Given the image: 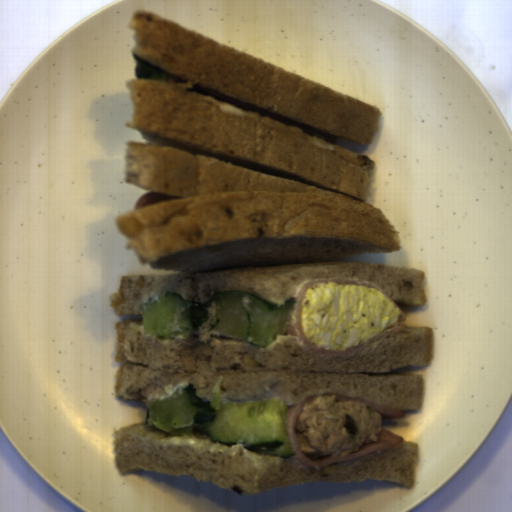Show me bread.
<instances>
[{
    "label": "bread",
    "mask_w": 512,
    "mask_h": 512,
    "mask_svg": "<svg viewBox=\"0 0 512 512\" xmlns=\"http://www.w3.org/2000/svg\"><path fill=\"white\" fill-rule=\"evenodd\" d=\"M128 28L131 52L185 85L125 79L124 125L146 141H126L124 180L181 198L113 219L137 263L188 274L121 275L116 316L141 315L163 291L200 304L241 291L279 307L318 278L367 280L396 304H427L425 270L340 261L403 242L367 202L374 159L316 133L372 144L382 109L140 9Z\"/></svg>",
    "instance_id": "obj_1"
},
{
    "label": "bread",
    "mask_w": 512,
    "mask_h": 512,
    "mask_svg": "<svg viewBox=\"0 0 512 512\" xmlns=\"http://www.w3.org/2000/svg\"><path fill=\"white\" fill-rule=\"evenodd\" d=\"M113 465L126 476L147 470L173 476L188 475L240 494L266 492L309 482L391 483L413 490L420 443L404 440L391 450H377L321 468H310L294 455L281 457L213 442L205 431L171 436L157 427L135 423L113 427Z\"/></svg>",
    "instance_id": "obj_3"
},
{
    "label": "bread",
    "mask_w": 512,
    "mask_h": 512,
    "mask_svg": "<svg viewBox=\"0 0 512 512\" xmlns=\"http://www.w3.org/2000/svg\"><path fill=\"white\" fill-rule=\"evenodd\" d=\"M115 397L148 406L153 395L191 384L211 404L219 376L220 399L279 398L294 406L311 396L338 393L363 398L404 413L422 406L423 375L390 373L428 366L433 359L432 327H406L352 355L314 354L294 336L277 334L267 346L207 330L160 340L142 321L116 322Z\"/></svg>",
    "instance_id": "obj_2"
}]
</instances>
